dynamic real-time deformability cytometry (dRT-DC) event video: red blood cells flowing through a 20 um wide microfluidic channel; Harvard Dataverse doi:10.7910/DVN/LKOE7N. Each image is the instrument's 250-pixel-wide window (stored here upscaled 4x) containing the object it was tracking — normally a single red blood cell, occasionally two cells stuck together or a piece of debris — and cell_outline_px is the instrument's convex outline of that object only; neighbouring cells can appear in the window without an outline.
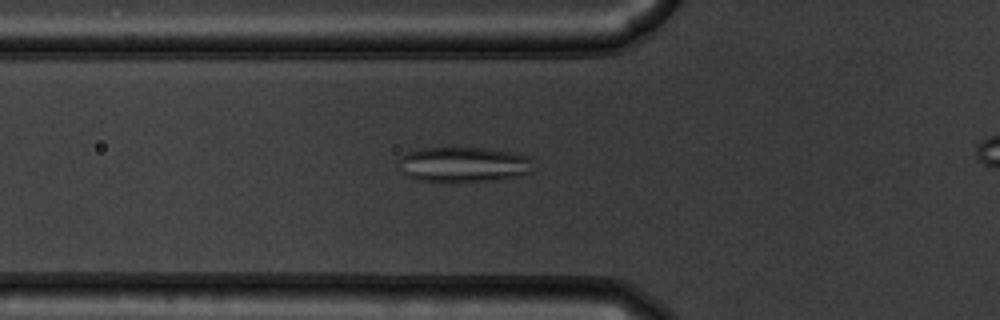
{"species": "common noctule bat (a hibernating species)", "species_latin": "Nyctalus noctula", "temperature_condition": "warm", "stored_images_in_passage": 44, "camera_frame_rate_fps": 3000, "um_per_image_px": 0.085, "animal": {"sex": "male", "body_mass_g": 19.5, "forearm_length_mm": 54.6}, "frame": {"image": 1, "passage_image": 15, "time_ms": 4.667, "image_size_px": [1000, 320], "cell_outline_px": [[532, 172], [520, 176], [456, 184], [444, 184], [416, 180], [400, 172], [400, 156], [408, 152], [424, 148], [484, 148], [508, 152], [528, 156], [532, 160]], "centroid_in_image_um": [39.36, 14.03], "position_along_channel_um": 86.4, "area_um2": 28.21}}
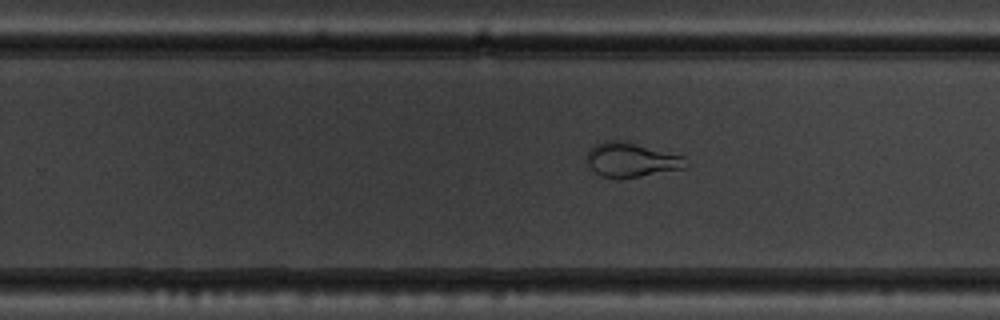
{"frame": {"image": 2, "passage_image": 30, "time_ms": 9.667, "image_size_px": [1000, 320], "cell_outline_px": [[684, 168], [640, 176], [616, 180], [600, 176], [588, 164], [584, 156], [596, 144], [604, 140], [624, 140], [684, 156]], "centroid_in_image_um": [53.59, 13.59], "position_along_channel_um": 276.2, "area_um2": 19.88}}
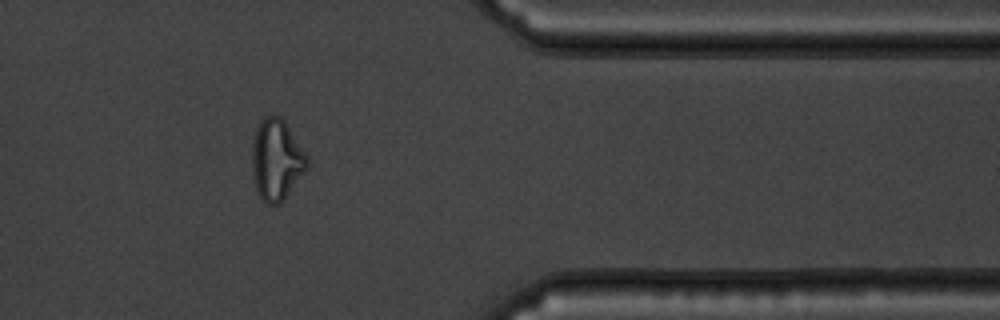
{"frame": {"image": 3, "passage_image": 40, "time_ms": 13.0, "image_size_px": [1000, 320], "cell_outline_px": [[308, 164], [304, 172], [284, 200], [280, 204], [268, 204], [260, 196], [256, 188], [252, 172], [252, 144], [256, 128], [264, 116], [280, 116], [284, 120], [308, 156]], "centroid_in_image_um": [23.5, 13.57], "position_along_channel_um": 387.9, "area_um2": 25.84}}